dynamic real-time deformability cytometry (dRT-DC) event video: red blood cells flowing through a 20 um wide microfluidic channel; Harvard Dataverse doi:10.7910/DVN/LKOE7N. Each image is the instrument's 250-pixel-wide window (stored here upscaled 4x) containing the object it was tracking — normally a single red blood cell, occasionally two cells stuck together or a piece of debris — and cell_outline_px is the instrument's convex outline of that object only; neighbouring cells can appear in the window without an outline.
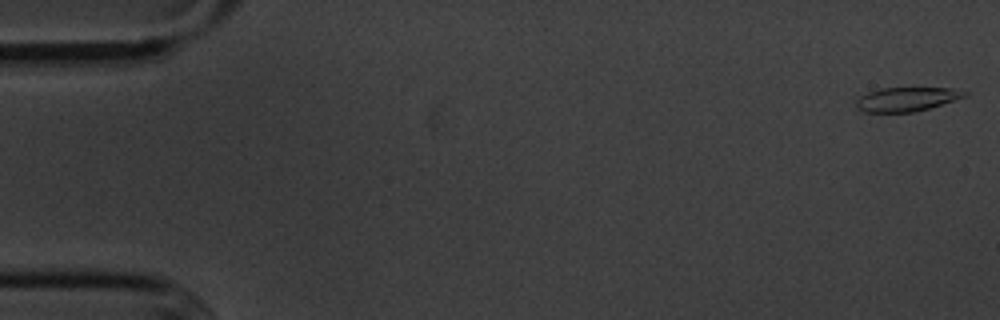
{"species": "common noctule bat (a hibernating species)", "species_latin": "Nyctalus noctula", "temperature_condition": "cold", "stored_images_in_passage": 55, "camera_frame_rate_fps": 3000, "um_per_image_px": 0.085, "animal": {"sex": "male", "body_mass_g": 20.1, "forearm_length_mm": 53.5}, "frame": {"image": 1, "passage_image": 1, "time_ms": 0.0, "image_size_px": [1000, 320], "cell_outline_px": [[968, 96], [956, 100], [928, 108], [912, 112], [864, 112], [856, 108], [856, 100], [860, 96], [868, 92], [884, 88], [952, 88], [968, 92]], "centroid_in_image_um": [77.07, 8.43], "position_along_channel_um": 7.9, "area_um2": 15.14}}
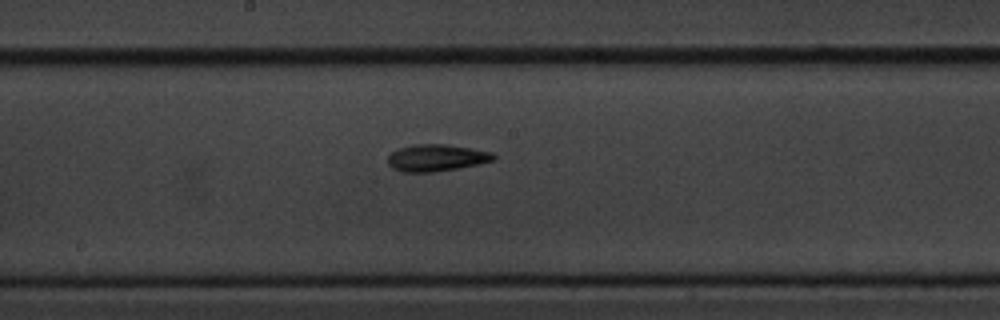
{"frame": {"image": 2, "passage_image": 29, "time_ms": 9.333, "image_size_px": [1000, 320], "cell_outline_px": [[496, 160], [456, 168], [432, 172], [400, 172], [392, 168], [388, 164], [388, 156], [396, 148], [412, 144], [444, 144], [492, 152], [496, 156]], "centroid_in_image_um": [37.04, 13.41], "position_along_channel_um": 211.2, "area_um2": 16.53}}
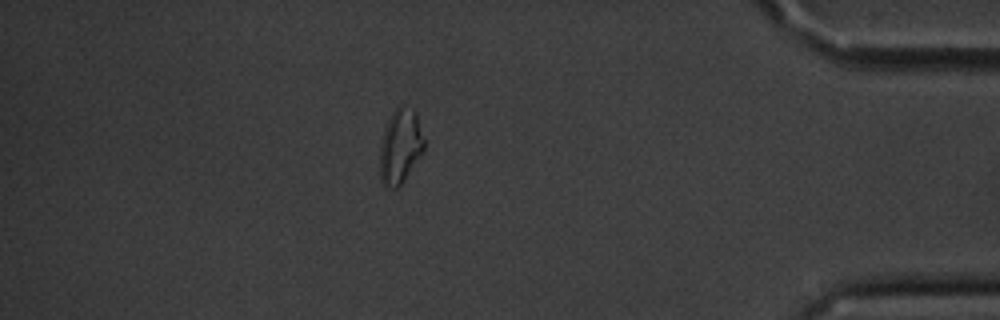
{"frame": {"image": 3, "passage_image": 48, "time_ms": 15.667, "image_size_px": [1000, 320], "cell_outline_px": [[424, 152], [400, 188], [392, 188], [384, 184], [380, 180], [380, 144], [384, 128], [392, 112], [400, 104], [412, 108], [416, 112], [424, 140]], "centroid_in_image_um": [34.03, 12.45], "position_along_channel_um": 401.2, "area_um2": 19.59}, "authors_computed_cell_mechanics": {"area_um2": 16.4152, "velocity_mm_per_s": 3.6212, "shape_relaxation_time_tau1_ms": 3.2323, "shape_relaxation_time_tau2_ms": 6.0361, "deformation_change_tau1": 0.1304, "deformation_change_tau2": 0.1539}}